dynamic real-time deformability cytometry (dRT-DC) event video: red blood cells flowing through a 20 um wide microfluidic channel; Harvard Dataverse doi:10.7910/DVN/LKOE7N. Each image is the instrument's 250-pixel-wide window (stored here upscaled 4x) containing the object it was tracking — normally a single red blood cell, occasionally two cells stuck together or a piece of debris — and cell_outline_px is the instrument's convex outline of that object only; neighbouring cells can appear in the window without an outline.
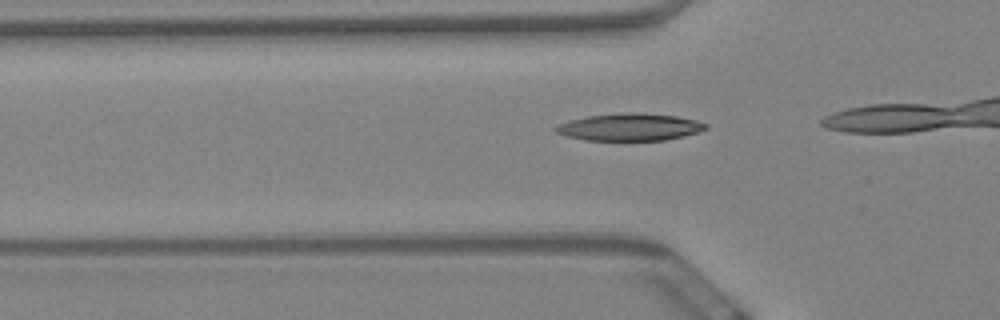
{"species": "Egyptian fruit bat (a non-hibernating species)", "species_latin": "Rousettus aegyptiacus", "temperature_condition": "warm", "stored_images_in_passage": 23, "camera_frame_rate_fps": 3000, "um_per_image_px": 0.085, "animal": {"sex": "female"}, "frame": {"image": 1, "passage_image": 14, "time_ms": 4.333, "image_size_px": [1000, 320], "cell_outline_px": [[708, 128], [684, 136], [664, 140], [584, 140], [568, 136], [556, 132], [552, 128], [560, 124], [572, 120], [588, 116], [620, 112], [636, 112], [676, 116], [696, 120], [708, 124]], "centroid_in_image_um": [53.54, 10.79], "position_along_channel_um": 72.3, "area_um2": 23.7}}
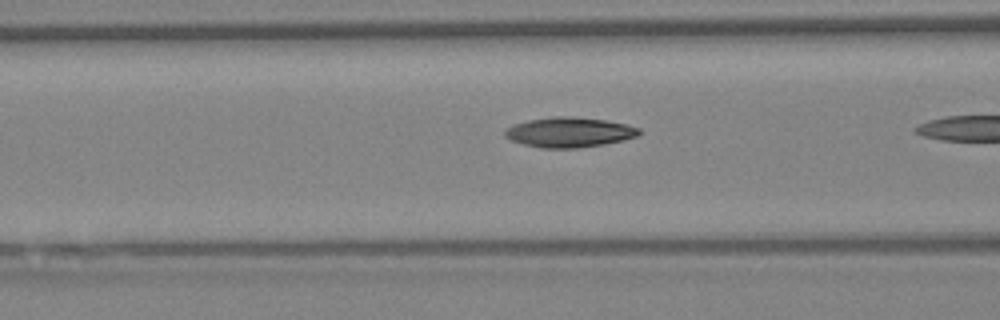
{"frame": {"image": 2, "passage_image": 18, "time_ms": 5.667, "image_size_px": [1000, 320], "cell_outline_px": [[640, 136], [624, 140], [604, 144], [576, 148], [540, 148], [524, 144], [512, 140], [504, 136], [504, 128], [512, 124], [528, 120], [552, 116], [572, 116], [604, 120], [624, 124], [640, 128]], "centroid_in_image_um": [48.36, 11.24], "position_along_channel_um": 118.2, "area_um2": 23.58}}
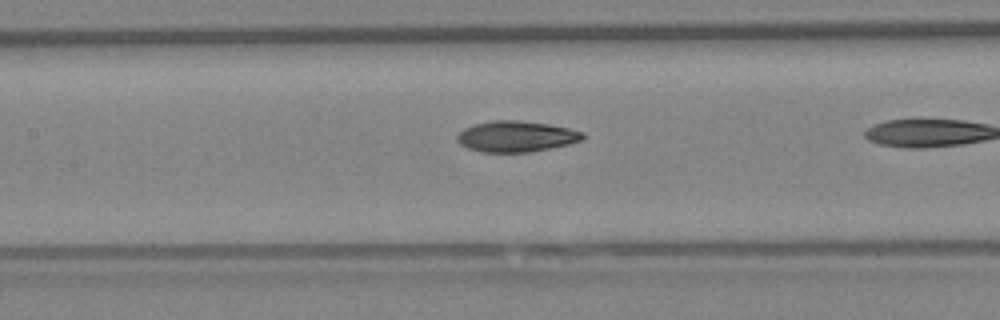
{"frame": {"image": 3, "passage_image": 22, "time_ms": 7.0, "image_size_px": [1000, 320], "cell_outline_px": [[584, 136], [580, 140], [568, 144], [528, 152], [480, 152], [468, 148], [460, 144], [456, 140], [456, 136], [464, 128], [472, 124], [492, 120], [516, 120], [548, 124], [568, 128], [584, 132]], "centroid_in_image_um": [43.82, 11.59], "position_along_channel_um": 163.6, "area_um2": 22.54}}